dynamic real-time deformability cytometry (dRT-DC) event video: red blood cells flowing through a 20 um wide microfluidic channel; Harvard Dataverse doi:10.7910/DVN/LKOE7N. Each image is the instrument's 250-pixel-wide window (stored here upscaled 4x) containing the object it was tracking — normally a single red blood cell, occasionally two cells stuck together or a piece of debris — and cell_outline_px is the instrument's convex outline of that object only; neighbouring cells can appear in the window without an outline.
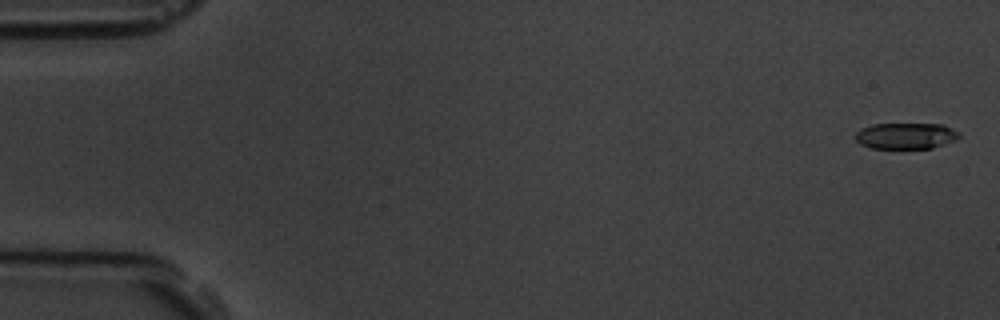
{"species": "common noctule bat (a hibernating species)", "species_latin": "Nyctalus noctula", "temperature_condition": "room temperature", "stored_images_in_passage": 8, "camera_frame_rate_fps": 3000, "um_per_image_px": 0.085, "animal": {"sex": "male", "body_mass_g": 19.5, "forearm_length_mm": 54.6}, "frame": {"image": 1, "passage_image": 1, "time_ms": 0.0, "image_size_px": [1000, 320], "cell_outline_px": [[960, 136], [956, 140], [932, 148], [872, 148], [860, 144], [856, 140], [856, 132], [860, 128], [872, 124], [944, 124], [960, 132]], "centroid_in_image_um": [77.01, 11.54], "position_along_channel_um": 8.0, "area_um2": 15.9}}
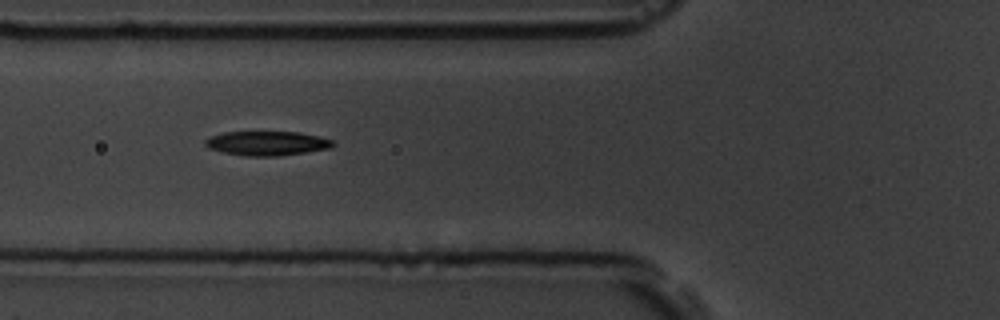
{"frame": {"image": 2, "passage_image": 7, "time_ms": 6.667, "image_size_px": [1000, 320], "cell_outline_px": [[336, 144], [328, 148], [304, 152], [276, 156], [244, 156], [224, 152], [208, 148], [204, 144], [204, 140], [208, 136], [224, 132], [300, 132], [320, 136], [332, 140]], "centroid_in_image_um": [22.65, 12.17], "position_along_channel_um": 103.1, "area_um2": 18.09}}
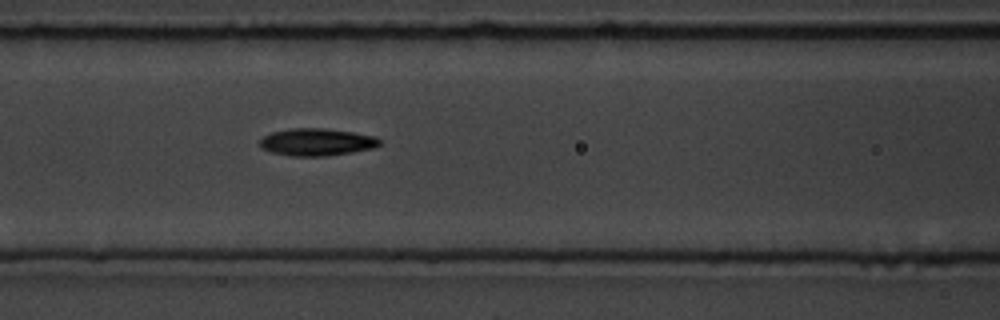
{"frame": {"image": 3, "passage_image": 8, "time_ms": 7.667, "image_size_px": [1000, 320], "cell_outline_px": [[380, 144], [376, 148], [352, 152], [324, 156], [292, 156], [272, 152], [260, 148], [260, 140], [264, 136], [272, 132], [292, 128], [324, 128], [352, 132], [376, 136], [380, 140]], "centroid_in_image_um": [26.94, 12.07], "position_along_channel_um": 139.7, "area_um2": 19.07}}